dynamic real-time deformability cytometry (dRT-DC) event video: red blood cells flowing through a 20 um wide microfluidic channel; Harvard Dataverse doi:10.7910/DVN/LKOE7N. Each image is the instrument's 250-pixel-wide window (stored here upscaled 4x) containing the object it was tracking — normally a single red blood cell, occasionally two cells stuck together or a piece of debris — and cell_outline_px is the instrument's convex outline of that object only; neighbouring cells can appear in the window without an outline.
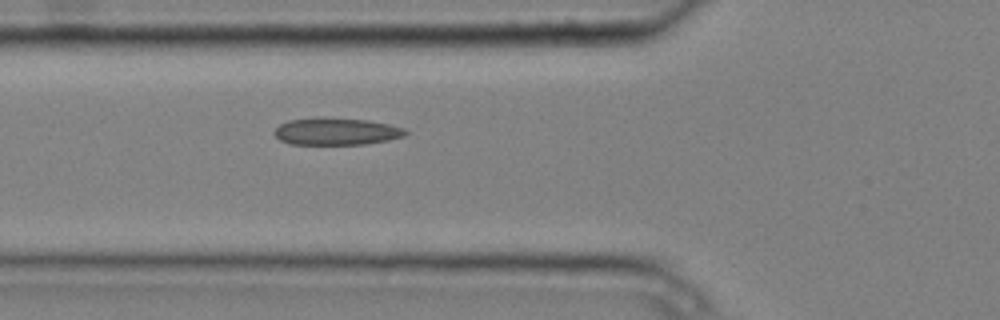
{"species": "common noctule bat (a hibernating species)", "species_latin": "Nyctalus noctula", "temperature_condition": "cold", "stored_images_in_passage": 6, "camera_frame_rate_fps": 3000, "um_per_image_px": 0.085, "animal": {"sex": "male", "body_mass_g": 20.4}, "frame": {"image": 1, "passage_image": 6, "time_ms": 1.667, "image_size_px": [1000, 320], "cell_outline_px": [[408, 132], [404, 136], [388, 140], [364, 144], [288, 144], [280, 140], [272, 132], [280, 124], [288, 120], [324, 116], [368, 120], [388, 124], [404, 128]], "centroid_in_image_um": [28.55, 11.16], "position_along_channel_um": 97.2, "area_um2": 20.98}}